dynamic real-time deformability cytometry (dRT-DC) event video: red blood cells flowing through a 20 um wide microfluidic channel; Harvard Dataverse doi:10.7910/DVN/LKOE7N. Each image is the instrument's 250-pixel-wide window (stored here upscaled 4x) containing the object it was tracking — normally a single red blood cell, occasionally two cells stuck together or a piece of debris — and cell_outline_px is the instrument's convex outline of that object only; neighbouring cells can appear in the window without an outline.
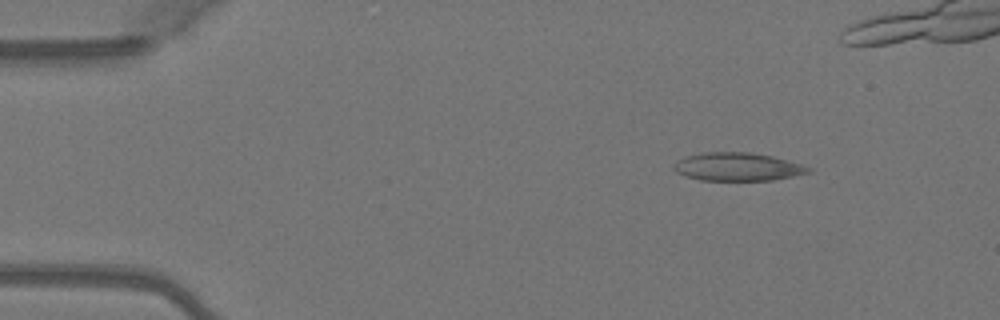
{"species": "Egyptian fruit bat (a non-hibernating species)", "species_latin": "Rousettus aegyptiacus", "temperature_condition": "warm", "stored_images_in_passage": 4, "camera_frame_rate_fps": 3000, "um_per_image_px": 0.085, "animal": {"sex": "female"}, "frame": {"image": 1, "passage_image": 2, "time_ms": 0.333, "image_size_px": [1000, 320], "cell_outline_px": [[812, 172], [772, 180], [700, 180], [684, 176], [676, 172], [672, 168], [676, 160], [684, 156], [704, 152], [748, 152], [772, 156], [788, 160], [812, 168]], "centroid_in_image_um": [62.65, 14.17], "position_along_channel_um": 22.4, "area_um2": 22.2}}